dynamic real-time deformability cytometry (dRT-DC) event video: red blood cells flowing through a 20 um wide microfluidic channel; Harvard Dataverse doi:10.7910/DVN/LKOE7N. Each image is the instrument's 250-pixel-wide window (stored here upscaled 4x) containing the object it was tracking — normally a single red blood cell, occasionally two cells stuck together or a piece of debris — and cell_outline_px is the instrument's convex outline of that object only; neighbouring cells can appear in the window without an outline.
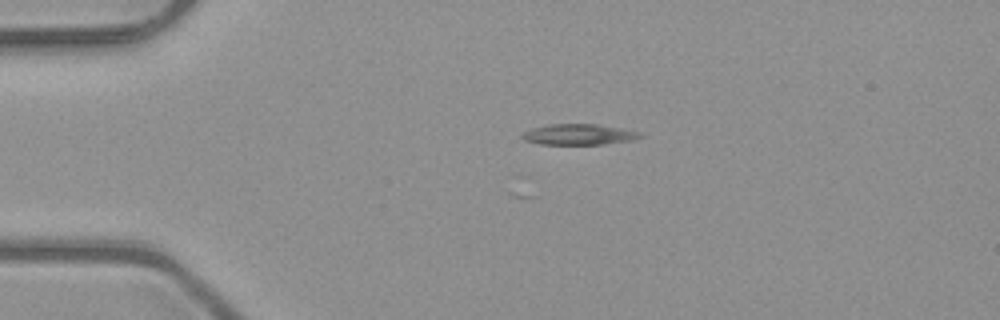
{"species": "common noctule bat (a hibernating species)", "species_latin": "Nyctalus noctula", "temperature_condition": "room temperature", "stored_images_in_passage": 2, "camera_frame_rate_fps": 3000, "um_per_image_px": 0.085, "animal": {"sex": "male", "body_mass_g": 23.1, "forearm_length_mm": 52.7}, "frame": {"image": 1, "passage_image": 2, "time_ms": 0.333, "image_size_px": [1000, 320], "cell_outline_px": [[644, 136], [632, 140], [604, 144], [540, 144], [524, 140], [520, 136], [524, 132], [532, 128], [548, 124], [596, 124], [620, 128], [640, 132]], "centroid_in_image_um": [49.19, 11.43], "position_along_channel_um": 35.8, "area_um2": 14.22}}